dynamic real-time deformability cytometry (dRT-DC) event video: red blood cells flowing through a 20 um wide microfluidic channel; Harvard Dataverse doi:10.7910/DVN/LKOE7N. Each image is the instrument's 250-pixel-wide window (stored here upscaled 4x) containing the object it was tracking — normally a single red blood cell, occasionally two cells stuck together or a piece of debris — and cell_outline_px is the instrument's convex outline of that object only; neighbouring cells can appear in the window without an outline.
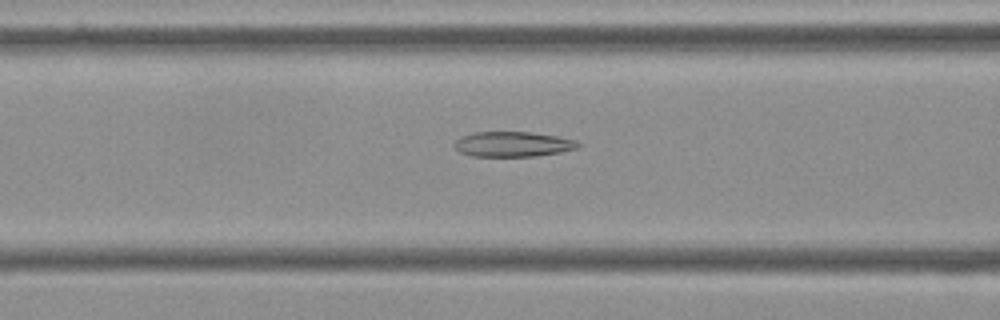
{"species": "Egyptian fruit bat (a non-hibernating species)", "species_latin": "Rousettus aegyptiacus", "temperature_condition": "cold", "stored_images_in_passage": 56, "camera_frame_rate_fps": 3000, "um_per_image_px": 0.085, "frame": {"image": 1, "passage_image": 22, "time_ms": 7.0, "image_size_px": [1000, 320], "cell_outline_px": [[584, 144], [580, 148], [560, 152], [536, 156], [472, 156], [460, 152], [452, 144], [456, 140], [464, 136], [476, 132], [532, 132], [556, 136], [576, 140]], "centroid_in_image_um": [43.66, 12.26], "position_along_channel_um": 122.9, "area_um2": 18.15}}
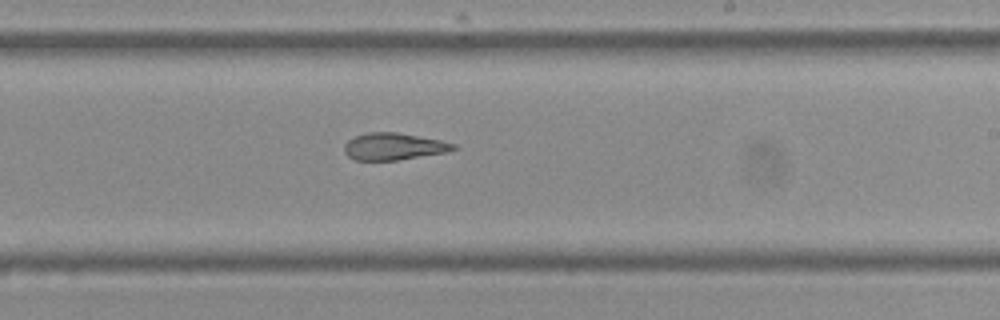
{"frame": {"image": 2, "passage_image": 33, "time_ms": 10.667, "image_size_px": [1000, 320], "cell_outline_px": [[460, 148], [448, 152], [400, 160], [356, 160], [348, 156], [344, 152], [344, 144], [348, 140], [356, 136], [368, 132], [396, 132], [440, 140], [456, 144]], "centroid_in_image_um": [33.5, 12.46], "position_along_channel_um": 255.5, "area_um2": 17.28}}
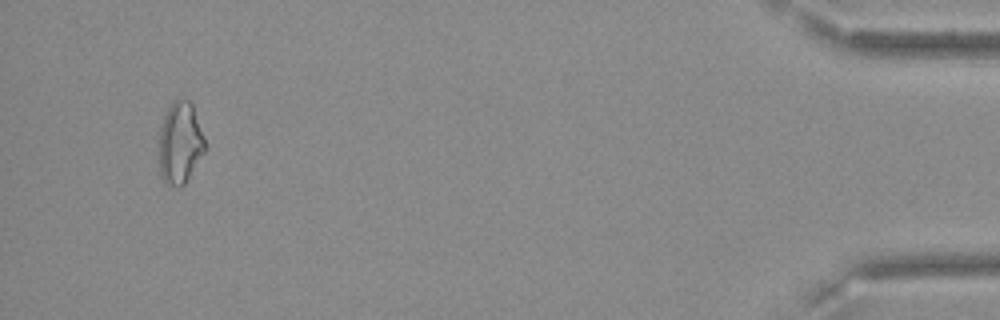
{"frame": {"image": 3, "passage_image": 53, "time_ms": 17.333, "image_size_px": [1000, 320], "cell_outline_px": [[204, 152], [184, 184], [180, 188], [176, 188], [168, 184], [160, 176], [160, 128], [164, 116], [172, 100], [188, 100], [192, 104], [204, 136]], "centroid_in_image_um": [15.3, 12.16], "position_along_channel_um": 419.9, "area_um2": 21.56}, "authors_computed_cell_mechanics": {"area_um2": 19.3341, "velocity_mm_per_s": 3.6207, "shape_relaxation_time_tau1_ms": null, "shape_relaxation_time_tau2_ms": 2.9857, "deformation_change_tau1": null, "deformation_change_tau2": 0.1136}}